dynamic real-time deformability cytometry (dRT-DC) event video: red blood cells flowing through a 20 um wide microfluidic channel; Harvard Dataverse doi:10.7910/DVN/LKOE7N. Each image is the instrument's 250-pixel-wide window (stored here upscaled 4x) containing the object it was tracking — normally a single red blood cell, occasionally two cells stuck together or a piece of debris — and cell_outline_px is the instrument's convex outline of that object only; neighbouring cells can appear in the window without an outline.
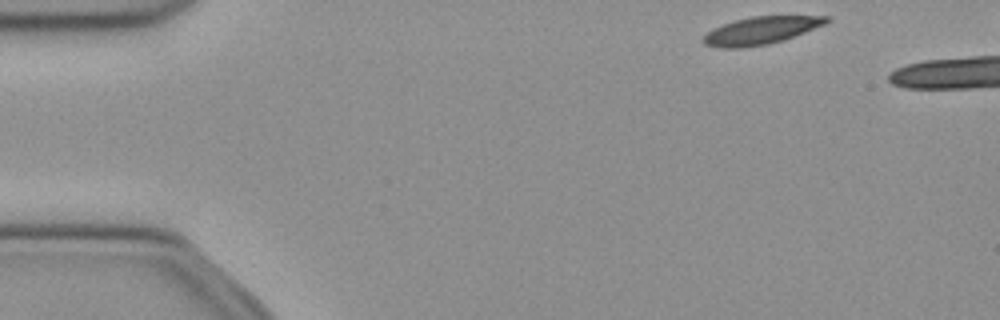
{"species": "common noctule bat (a hibernating species)", "species_latin": "Nyctalus noctula", "temperature_condition": "cold", "stored_images_in_passage": 5, "camera_frame_rate_fps": 3000, "um_per_image_px": 0.085, "animal": {"sex": "female", "body_mass_g": 21.9}, "frame": {"image": 1, "passage_image": 1, "time_ms": 0.0, "image_size_px": [1000, 320], "cell_outline_px": [[832, 20], [824, 24], [784, 40], [768, 44], [744, 48], [716, 48], [704, 44], [700, 40], [712, 28], [736, 20], [752, 16], [832, 16]], "centroid_in_image_um": [64.65, 2.6], "position_along_channel_um": 20.4, "area_um2": 19.83}}